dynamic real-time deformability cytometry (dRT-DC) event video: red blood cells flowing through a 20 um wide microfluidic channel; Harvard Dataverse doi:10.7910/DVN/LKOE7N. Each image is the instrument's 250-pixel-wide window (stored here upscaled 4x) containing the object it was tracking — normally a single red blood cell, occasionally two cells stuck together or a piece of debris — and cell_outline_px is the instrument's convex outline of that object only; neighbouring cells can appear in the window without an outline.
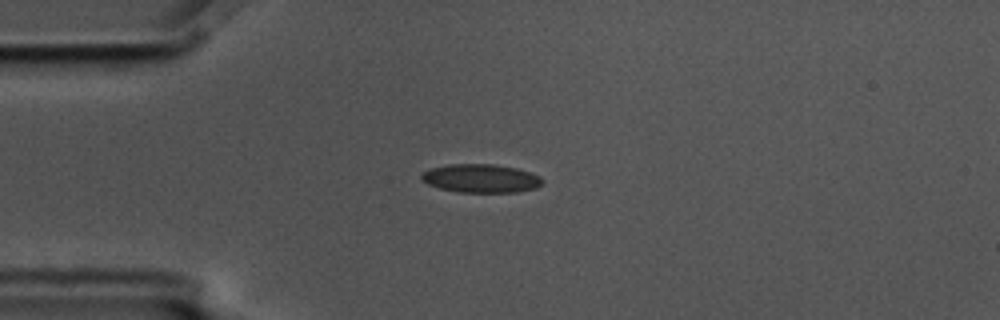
{"species": "common noctule bat (a hibernating species)", "species_latin": "Nyctalus noctula", "temperature_condition": "cold", "stored_images_in_passage": 5, "camera_frame_rate_fps": 3000, "um_per_image_px": 0.085, "animal": {"sex": "male", "body_mass_g": 17.5, "forearm_length_mm": 52.3}, "frame": {"image": 1, "passage_image": 1, "time_ms": 0.0, "image_size_px": [1000, 320], "cell_outline_px": [[544, 184], [536, 188], [516, 192], [460, 192], [440, 188], [428, 184], [420, 180], [420, 176], [424, 172], [432, 168], [448, 164], [492, 164], [516, 168], [532, 172], [540, 176], [544, 180]], "centroid_in_image_um": [40.92, 15.16], "position_along_channel_um": 44.1, "area_um2": 20.17}}